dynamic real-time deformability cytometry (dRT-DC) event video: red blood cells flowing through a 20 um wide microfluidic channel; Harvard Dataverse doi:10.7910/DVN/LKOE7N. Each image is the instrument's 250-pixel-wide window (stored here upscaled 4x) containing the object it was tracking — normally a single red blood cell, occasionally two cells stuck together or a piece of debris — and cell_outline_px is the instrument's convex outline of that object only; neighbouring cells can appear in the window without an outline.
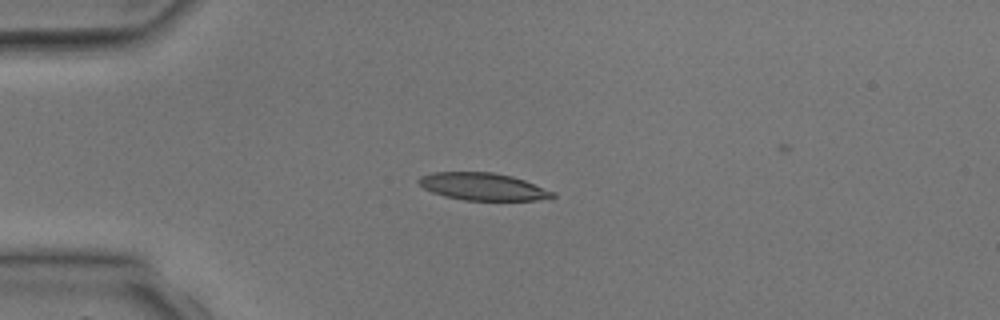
{"species": "common noctule bat (a hibernating species)", "species_latin": "Nyctalus noctula", "temperature_condition": "room temperature", "stored_images_in_passage": 3, "camera_frame_rate_fps": 3000, "um_per_image_px": 0.085, "animal": {"sex": "male", "body_mass_g": 17.9, "forearm_length_mm": 54.2}, "frame": {"image": 1, "passage_image": 2, "time_ms": 1.333, "image_size_px": [1000, 320], "cell_outline_px": [[556, 196], [552, 200], [464, 200], [444, 196], [432, 192], [424, 188], [416, 180], [420, 176], [432, 172], [492, 172], [512, 176], [524, 180], [556, 192]], "centroid_in_image_um": [41.09, 15.87], "position_along_channel_um": 43.9, "area_um2": 21.56}}